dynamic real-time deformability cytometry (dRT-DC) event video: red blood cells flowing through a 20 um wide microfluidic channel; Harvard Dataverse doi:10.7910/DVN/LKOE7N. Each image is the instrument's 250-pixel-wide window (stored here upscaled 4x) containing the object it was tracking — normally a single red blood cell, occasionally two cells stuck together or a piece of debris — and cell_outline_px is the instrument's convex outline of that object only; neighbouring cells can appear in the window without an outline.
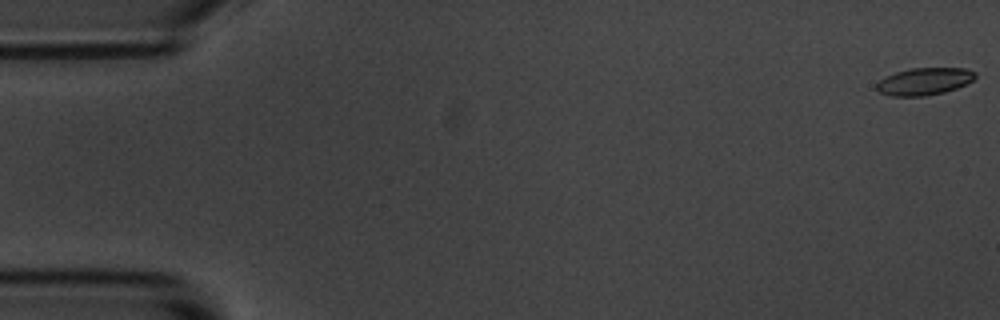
{"species": "common noctule bat (a hibernating species)", "species_latin": "Nyctalus noctula", "temperature_condition": "room temperature", "stored_images_in_passage": 3, "camera_frame_rate_fps": 3000, "um_per_image_px": 0.085, "animal": {"sex": "male", "body_mass_g": 20.1, "forearm_length_mm": 53.5}, "frame": {"image": 1, "passage_image": 1, "time_ms": 0.0, "image_size_px": [1000, 320], "cell_outline_px": [[976, 76], [972, 80], [956, 88], [944, 92], [924, 96], [892, 96], [880, 92], [876, 88], [876, 84], [880, 80], [896, 72], [912, 68], [964, 68], [976, 72]], "centroid_in_image_um": [78.57, 6.92], "position_along_channel_um": 6.4, "area_um2": 15.43}}